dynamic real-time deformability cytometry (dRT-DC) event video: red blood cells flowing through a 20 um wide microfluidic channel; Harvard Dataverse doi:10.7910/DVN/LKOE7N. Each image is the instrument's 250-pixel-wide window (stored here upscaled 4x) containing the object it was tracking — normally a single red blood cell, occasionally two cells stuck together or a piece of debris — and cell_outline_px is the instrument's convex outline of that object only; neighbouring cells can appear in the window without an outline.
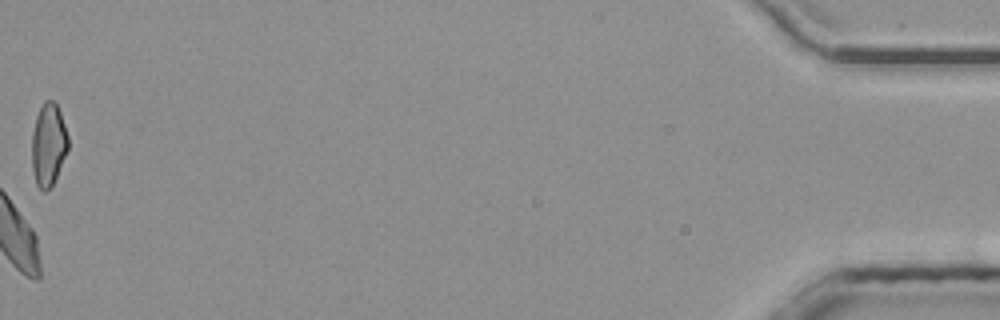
{"species": "common noctule bat (a hibernating species)", "species_latin": "Nyctalus noctula", "temperature_condition": "room temperature", "stored_images_in_passage": 48, "camera_frame_rate_fps": 3000, "um_per_image_px": 0.085, "animal": {"sex": "male", "body_mass_g": 20.4}, "frame": {"image": 1, "passage_image": 48, "time_ms": 15.667, "image_size_px": [1000, 320], "cell_outline_px": [[68, 148], [56, 176], [52, 184], [44, 192], [36, 184], [32, 168], [32, 132], [36, 116], [44, 100], [56, 100], [68, 136]], "centroid_in_image_um": [4.1, 12.24], "position_along_channel_um": 431.1, "area_um2": 17.34}, "authors_computed_cell_mechanics": {"area_um2": 21.5305, "velocity_mm_per_s": 3.9715, "shape_relaxation_time_tau1_ms": 6.0457, "shape_relaxation_time_tau2_ms": 9.2323, "deformation_change_tau1": 0.1178, "deformation_change_tau2": 0.1305}}